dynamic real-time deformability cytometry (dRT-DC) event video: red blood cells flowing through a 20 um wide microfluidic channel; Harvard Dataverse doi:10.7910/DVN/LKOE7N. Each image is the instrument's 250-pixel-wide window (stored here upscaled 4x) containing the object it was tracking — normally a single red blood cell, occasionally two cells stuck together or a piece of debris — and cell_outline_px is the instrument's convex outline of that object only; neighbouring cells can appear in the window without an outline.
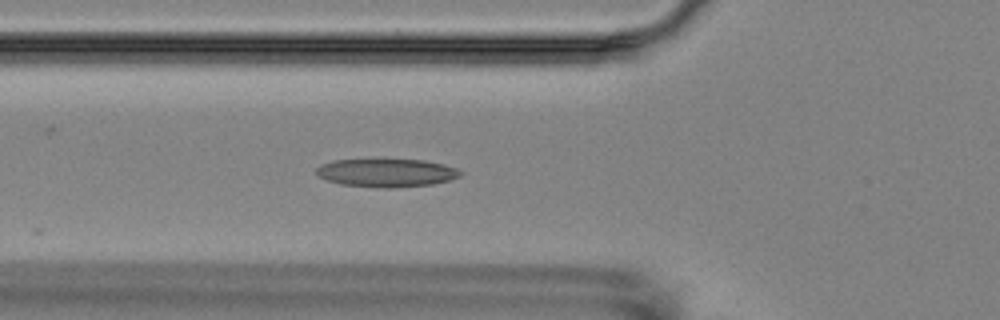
{"species": "Egyptian fruit bat (a non-hibernating species)", "species_latin": "Rousettus aegyptiacus", "temperature_condition": "room temperature", "stored_images_in_passage": 2, "camera_frame_rate_fps": 3000, "um_per_image_px": 0.085, "animal": {"sex": "female"}, "frame": {"image": 1, "passage_image": 2, "time_ms": 2.0, "image_size_px": [1000, 320], "cell_outline_px": [[464, 172], [460, 176], [448, 180], [432, 184], [388, 188], [376, 188], [340, 184], [316, 176], [316, 168], [320, 164], [332, 160], [424, 160], [444, 164], [456, 168]], "centroid_in_image_um": [32.82, 14.69], "position_along_channel_um": 93.0, "area_um2": 23.7}}